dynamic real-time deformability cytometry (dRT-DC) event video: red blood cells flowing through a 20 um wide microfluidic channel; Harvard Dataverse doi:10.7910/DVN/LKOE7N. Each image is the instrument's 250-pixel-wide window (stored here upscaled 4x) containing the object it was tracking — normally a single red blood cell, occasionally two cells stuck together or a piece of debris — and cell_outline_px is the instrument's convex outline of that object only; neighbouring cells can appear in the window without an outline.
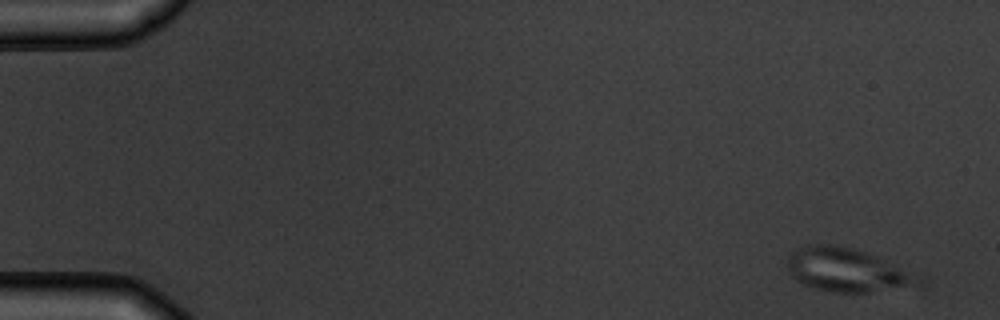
{"species": "common noctule bat (a hibernating species)", "species_latin": "Nyctalus noctula", "temperature_condition": "warm", "stored_images_in_passage": 5, "camera_frame_rate_fps": 3000, "um_per_image_px": 0.085, "animal": {"sex": "male", "body_mass_g": 19.5, "forearm_length_mm": 54.6}, "frame": {"image": 1, "passage_image": 1, "time_ms": 0.0, "image_size_px": [1000, 320], "cell_outline_px": [[928, 276], [924, 288], [868, 292], [832, 292], [812, 288], [804, 284], [792, 276], [788, 268], [788, 256], [796, 248], [812, 244], [828, 244], [848, 248], [864, 252], [876, 256]], "centroid_in_image_um": [72.23, 23.0], "position_along_channel_um": 12.8, "area_um2": 34.39}}